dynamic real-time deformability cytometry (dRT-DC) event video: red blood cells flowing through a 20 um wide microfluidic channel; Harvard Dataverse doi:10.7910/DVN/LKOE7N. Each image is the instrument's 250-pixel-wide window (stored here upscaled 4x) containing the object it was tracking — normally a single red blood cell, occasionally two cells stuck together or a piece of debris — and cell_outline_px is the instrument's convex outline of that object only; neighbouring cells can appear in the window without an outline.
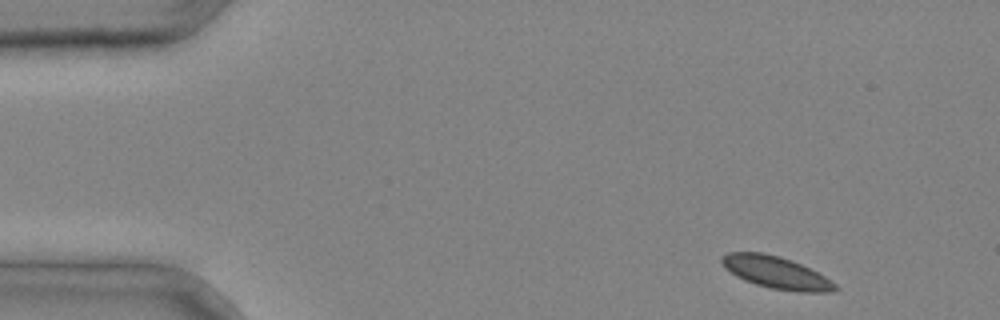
{"species": "common noctule bat (a hibernating species)", "species_latin": "Nyctalus noctula", "temperature_condition": "cold", "stored_images_in_passage": 3, "segment_of_instrument_passage": [1, 2], "camera_frame_rate_fps": 3000, "um_per_image_px": 0.085, "animal": {"sex": "male", "body_mass_g": 20.4}, "frame": {"image": 1, "passage_image": 1, "time_ms": 0.0, "image_size_px": [1000, 320], "cell_outline_px": [[840, 288], [832, 292], [796, 292], [772, 288], [756, 284], [744, 280], [736, 276], [724, 268], [720, 260], [720, 256], [728, 252], [760, 252], [780, 256], [792, 260], [832, 280]], "centroid_in_image_um": [65.96, 23.16], "position_along_channel_um": 19.0, "area_um2": 21.33}}
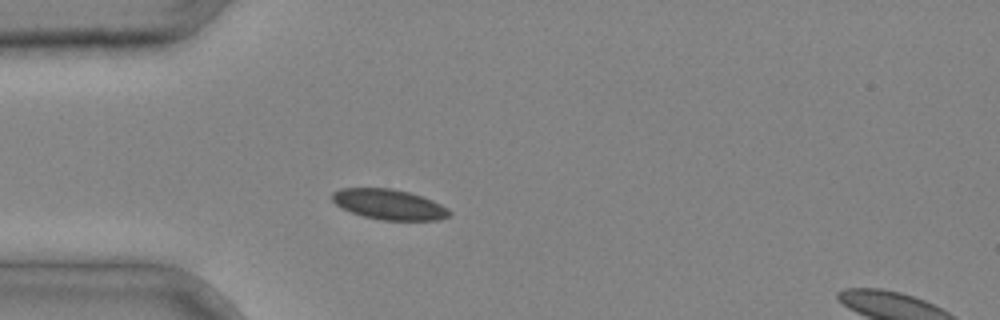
{"frame": {"image": 2, "passage_image": 2, "time_ms": 0.333, "image_size_px": [1000, 320], "cell_outline_px": [[452, 212], [448, 216], [440, 220], [380, 220], [364, 216], [352, 212], [336, 204], [332, 200], [332, 192], [340, 188], [392, 188], [408, 192], [432, 200], [448, 208]], "centroid_in_image_um": [33.07, 17.37], "position_along_channel_um": 51.9, "area_um2": 20.58}}